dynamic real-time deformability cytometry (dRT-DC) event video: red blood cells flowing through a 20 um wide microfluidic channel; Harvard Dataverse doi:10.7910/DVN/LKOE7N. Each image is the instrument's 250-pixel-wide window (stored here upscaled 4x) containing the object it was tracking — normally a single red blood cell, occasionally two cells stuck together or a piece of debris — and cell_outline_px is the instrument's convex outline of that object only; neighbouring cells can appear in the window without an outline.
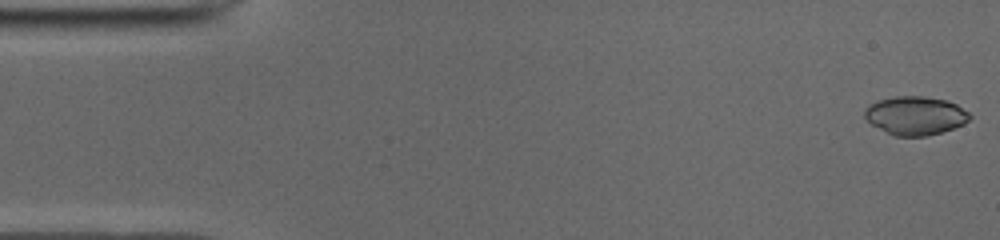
{"species": "common noctule bat (a hibernating species)", "species_latin": "Nyctalus noctula", "temperature_condition": "cold", "stored_images_in_passage": 50, "camera_frame_rate_fps": 3000, "um_per_image_px": 0.085, "animal": {"sex": "male", "body_mass_g": 19.0, "forearm_length_mm": 50.8}, "frame": {"image": 1, "passage_image": 1, "time_ms": 0.0, "image_size_px": [1000, 240], "cell_outline_px": [[972, 116], [964, 124], [928, 136], [896, 136], [872, 124], [864, 116], [864, 108], [868, 104], [876, 100], [896, 96], [924, 96], [944, 100], [956, 104], [968, 112]], "centroid_in_image_um": [77.78, 9.81], "position_along_channel_um": 7.2, "area_um2": 23.47}}
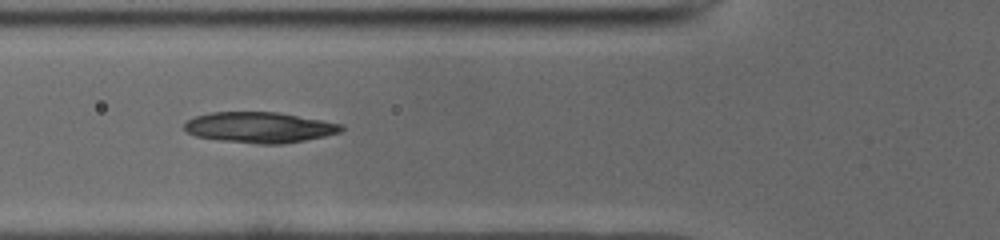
{"frame": {"image": 2, "passage_image": 18, "time_ms": 5.667, "image_size_px": [1000, 240], "cell_outline_px": [[344, 128], [340, 132], [324, 136], [304, 140], [280, 144], [256, 144], [220, 140], [196, 136], [188, 132], [184, 128], [184, 124], [188, 120], [196, 116], [212, 112], [276, 112], [320, 120], [340, 124]], "centroid_in_image_um": [22.03, 10.83], "position_along_channel_um": 103.8, "area_um2": 27.69}}
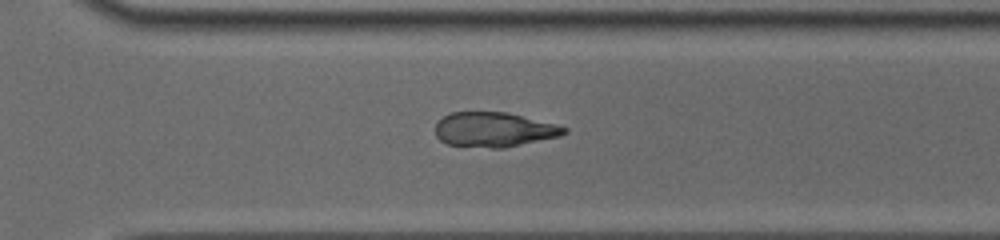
{"frame": {"image": 3, "passage_image": 35, "time_ms": 11.333, "image_size_px": [1000, 240], "cell_outline_px": [[568, 132], [560, 136], [504, 148], [492, 148], [448, 144], [440, 140], [436, 136], [436, 120], [452, 112], [508, 112], [556, 124], [568, 128]], "centroid_in_image_um": [42.0, 11.01], "position_along_channel_um": 328.6, "area_um2": 26.07}}